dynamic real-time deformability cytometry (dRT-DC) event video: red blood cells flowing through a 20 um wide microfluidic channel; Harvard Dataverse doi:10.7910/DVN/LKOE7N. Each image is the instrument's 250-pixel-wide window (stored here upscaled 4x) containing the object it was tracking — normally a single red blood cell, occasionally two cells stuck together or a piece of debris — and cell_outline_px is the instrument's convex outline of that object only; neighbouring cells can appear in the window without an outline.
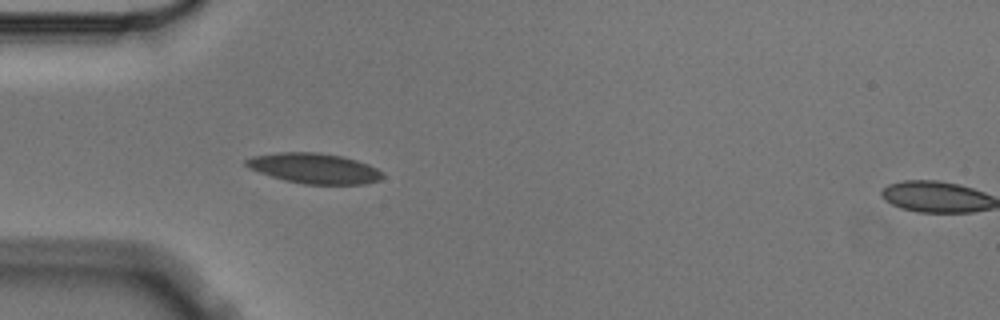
{"species": "Egyptian fruit bat (a non-hibernating species)", "species_latin": "Rousettus aegyptiacus", "temperature_condition": "cold", "stored_images_in_passage": 4, "segment_of_instrument_passage": [1, 2], "camera_frame_rate_fps": 3000, "um_per_image_px": 0.085, "animal": {"sex": "male"}, "frame": {"image": 1, "passage_image": 3, "time_ms": 0.667, "image_size_px": [1000, 320], "cell_outline_px": [[384, 176], [380, 180], [364, 184], [304, 184], [284, 180], [248, 168], [244, 164], [244, 160], [252, 156], [280, 152], [320, 152], [340, 156], [356, 160], [368, 164], [384, 172]], "centroid_in_image_um": [26.72, 14.3], "position_along_channel_um": 58.3, "area_um2": 24.1}}